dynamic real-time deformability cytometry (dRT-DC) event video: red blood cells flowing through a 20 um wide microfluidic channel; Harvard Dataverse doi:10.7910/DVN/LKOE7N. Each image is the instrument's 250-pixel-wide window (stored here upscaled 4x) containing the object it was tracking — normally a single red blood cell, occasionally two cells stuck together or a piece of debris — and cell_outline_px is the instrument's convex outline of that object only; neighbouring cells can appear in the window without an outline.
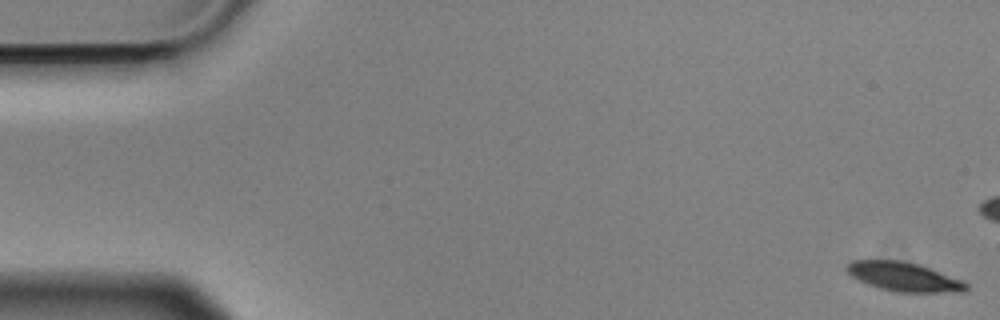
{"species": "Egyptian fruit bat (a non-hibernating species)", "species_latin": "Rousettus aegyptiacus", "temperature_condition": "cold", "stored_images_in_passage": 57, "camera_frame_rate_fps": 3000, "um_per_image_px": 0.085, "animal": {"sex": "male"}, "frame": {"image": 1, "passage_image": 1, "time_ms": 0.0, "image_size_px": [1000, 320], "cell_outline_px": [[968, 288], [964, 292], [896, 292], [880, 288], [868, 284], [852, 276], [848, 272], [848, 264], [852, 260], [900, 260], [920, 264], [960, 280], [968, 284]], "centroid_in_image_um": [76.85, 23.52], "position_along_channel_um": 8.2, "area_um2": 19.94}}
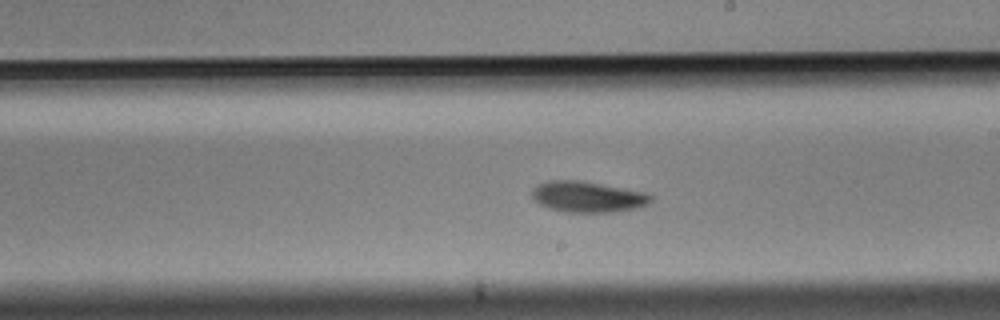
{"frame": {"image": 2, "passage_image": 32, "time_ms": 10.333, "image_size_px": [1000, 320], "cell_outline_px": [[652, 200], [648, 204], [640, 208], [616, 212], [564, 212], [548, 208], [540, 204], [532, 196], [532, 188], [548, 180], [580, 180], [648, 192], [652, 196]], "centroid_in_image_um": [50.0, 16.73], "position_along_channel_um": 239.0, "area_um2": 21.68}}
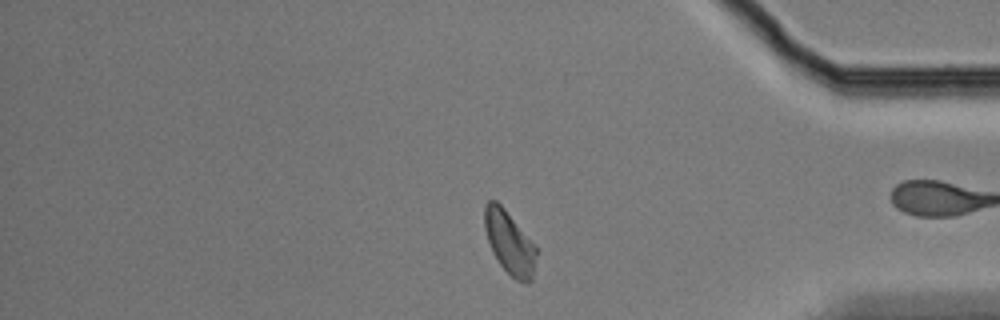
{"frame": {"image": 3, "passage_image": 47, "time_ms": 15.333, "image_size_px": [1000, 320], "cell_outline_px": [[536, 256], [532, 280], [528, 284], [524, 284], [516, 280], [500, 264], [492, 252], [484, 228], [484, 204], [488, 200], [496, 200], [504, 208], [536, 248]], "centroid_in_image_um": [43.28, 20.63], "position_along_channel_um": 391.9, "area_um2": 18.73}, "authors_computed_cell_mechanics": {"area_um2": 20.1722, "velocity_mm_per_s": 3.5436, "shape_relaxation_time_tau1_ms": 3.3927, "shape_relaxation_time_tau2_ms": null, "deformation_change_tau1": 0.0928, "deformation_change_tau2": null}}